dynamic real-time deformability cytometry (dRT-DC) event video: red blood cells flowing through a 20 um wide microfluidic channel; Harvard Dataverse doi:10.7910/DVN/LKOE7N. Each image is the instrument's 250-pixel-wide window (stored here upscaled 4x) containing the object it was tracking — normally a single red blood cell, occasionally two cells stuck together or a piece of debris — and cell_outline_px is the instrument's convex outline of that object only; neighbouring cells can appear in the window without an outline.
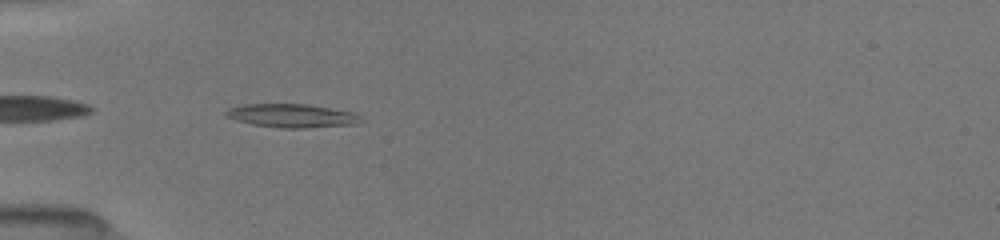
{"species": "common noctule bat (a hibernating species)", "species_latin": "Nyctalus noctula", "temperature_condition": "room temperature", "stored_images_in_passage": 37, "camera_frame_rate_fps": 3000, "um_per_image_px": 0.085, "animal": {"sex": "female", "body_mass_g": 19.5, "forearm_length_mm": 54.1}, "frame": {"image": 1, "passage_image": 2, "time_ms": 0.333, "image_size_px": [1000, 240], "cell_outline_px": [[360, 116], [356, 124], [308, 128], [280, 128], [252, 124], [236, 120], [224, 116], [224, 112], [228, 108], [244, 104], [304, 104], [352, 112]], "centroid_in_image_um": [24.72, 9.84], "position_along_channel_um": 60.3, "area_um2": 18.32}}
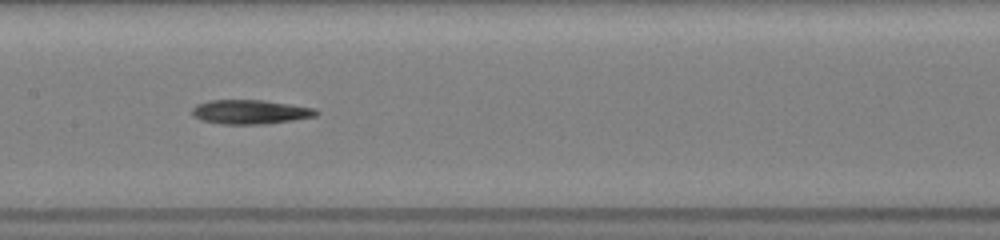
{"frame": {"image": 2, "passage_image": 12, "time_ms": 3.667, "image_size_px": [1000, 240], "cell_outline_px": [[320, 112], [316, 116], [292, 120], [260, 124], [220, 124], [200, 120], [192, 112], [192, 108], [196, 104], [208, 100], [264, 100], [316, 108]], "centroid_in_image_um": [21.27, 9.5], "position_along_channel_um": 186.1, "area_um2": 17.51}}
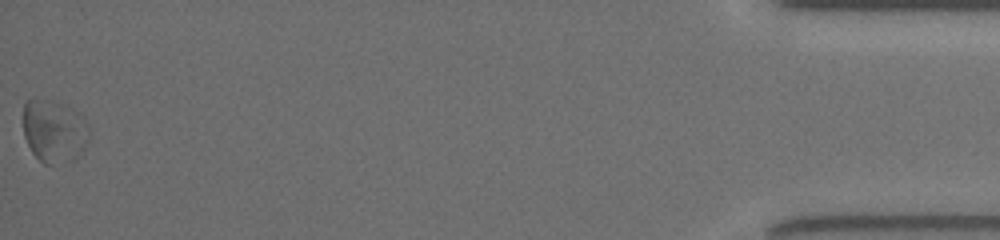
{"frame": {"image": 3, "passage_image": 37, "time_ms": 12.0, "image_size_px": [1000, 240], "cell_outline_px": [[92, 136], [76, 160], [48, 164], [44, 164], [32, 152], [24, 136], [24, 104], [28, 100], [36, 96], [52, 100], [64, 104], [80, 112], [84, 116], [92, 128]], "centroid_in_image_um": [4.67, 11.1], "position_along_channel_um": 430.5, "area_um2": 25.03}, "authors_computed_cell_mechanics": {"area_um2": 17.4556, "velocity_mm_per_s": 3.9865, "shape_relaxation_time_tau1_ms": 10.9181, "shape_relaxation_time_tau2_ms": null, "deformation_change_tau1": 0.209, "deformation_change_tau2": null}}